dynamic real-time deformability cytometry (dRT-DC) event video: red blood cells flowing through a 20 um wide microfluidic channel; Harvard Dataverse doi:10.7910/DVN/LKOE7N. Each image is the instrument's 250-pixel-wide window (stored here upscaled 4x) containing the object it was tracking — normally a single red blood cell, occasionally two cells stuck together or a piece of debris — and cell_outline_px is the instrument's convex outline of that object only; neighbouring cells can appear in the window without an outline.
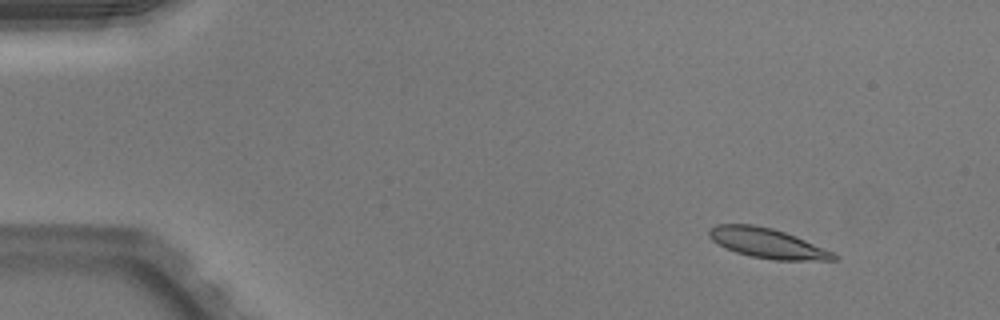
{"species": "Egyptian fruit bat (a non-hibernating species)", "species_latin": "Rousettus aegyptiacus", "temperature_condition": "warm", "stored_images_in_passage": 48, "camera_frame_rate_fps": 3000, "um_per_image_px": 0.085, "animal": {"sex": "male"}, "frame": {"image": 1, "passage_image": 3, "time_ms": 0.667, "image_size_px": [1000, 320], "cell_outline_px": [[840, 256], [836, 260], [772, 260], [752, 256], [736, 252], [724, 248], [712, 240], [708, 236], [708, 228], [716, 224], [752, 224], [772, 228], [796, 236], [832, 252]], "centroid_in_image_um": [65.18, 20.67], "position_along_channel_um": 19.8, "area_um2": 21.68}}
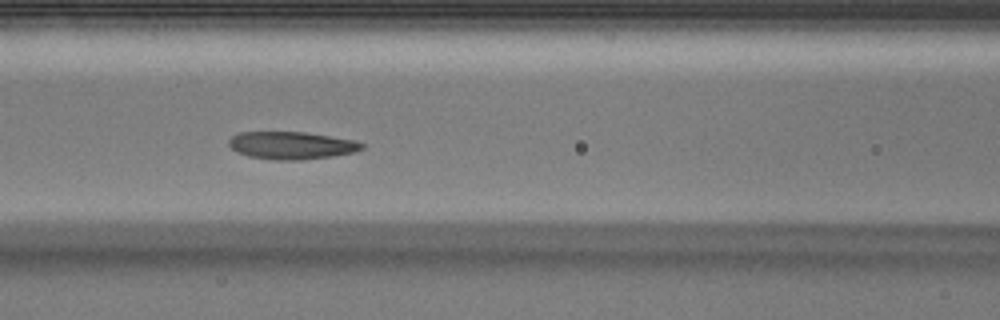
{"frame": {"image": 2, "passage_image": 20, "time_ms": 6.333, "image_size_px": [1000, 320], "cell_outline_px": [[364, 148], [352, 152], [332, 156], [300, 160], [272, 160], [248, 156], [236, 152], [228, 144], [228, 140], [232, 136], [240, 132], [304, 132], [356, 140], [364, 144]], "centroid_in_image_um": [24.75, 12.36], "position_along_channel_um": 141.8, "area_um2": 21.39}}
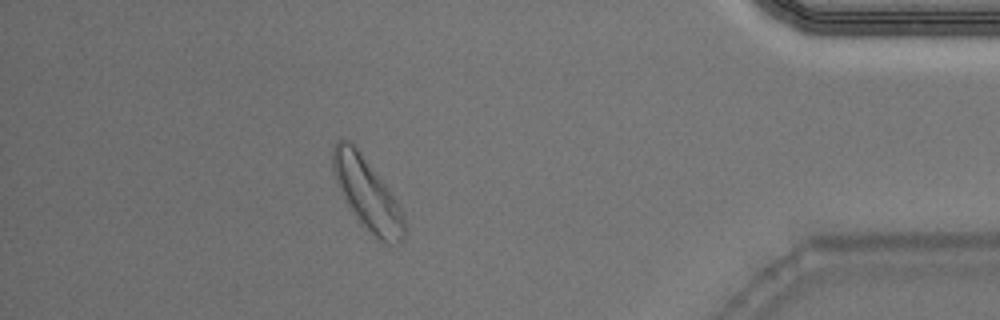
{"frame": {"image": 3, "passage_image": 43, "time_ms": 14.0, "image_size_px": [1000, 320], "cell_outline_px": [[404, 240], [400, 244], [384, 244], [372, 236], [360, 224], [348, 208], [336, 184], [332, 168], [332, 148], [336, 140], [348, 140], [360, 152], [388, 188], [396, 200], [400, 208], [404, 220]], "centroid_in_image_um": [31.18, 16.53], "position_along_channel_um": 404.0, "area_um2": 30.11}, "authors_computed_cell_mechanics": {"area_um2": 21.964, "velocity_mm_per_s": 3.9503, "shape_relaxation_time_tau1_ms": 3.8529, "shape_relaxation_time_tau2_ms": null, "deformation_change_tau1": 0.109, "deformation_change_tau2": null}}